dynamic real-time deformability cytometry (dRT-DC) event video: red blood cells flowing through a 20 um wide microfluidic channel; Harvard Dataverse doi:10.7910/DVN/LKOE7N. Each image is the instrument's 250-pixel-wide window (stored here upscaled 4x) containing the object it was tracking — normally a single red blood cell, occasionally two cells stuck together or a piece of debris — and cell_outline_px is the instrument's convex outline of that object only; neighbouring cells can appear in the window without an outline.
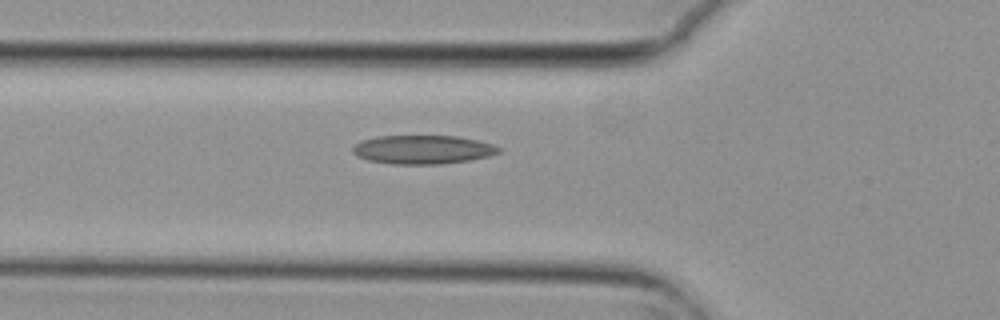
{"species": "common noctule bat (a hibernating species)", "species_latin": "Nyctalus noctula", "temperature_condition": "cold", "stored_images_in_passage": 4, "camera_frame_rate_fps": 3000, "um_per_image_px": 0.085, "animal": {"sex": "female", "body_mass_g": 29.2, "forearm_length_mm": 56.3}, "frame": {"image": 1, "passage_image": 4, "time_ms": 1.0, "image_size_px": [1000, 320], "cell_outline_px": [[500, 152], [488, 156], [468, 160], [440, 164], [392, 164], [368, 160], [356, 156], [352, 152], [352, 148], [360, 140], [376, 136], [456, 136], [476, 140], [492, 144], [500, 148]], "centroid_in_image_um": [35.88, 12.71], "position_along_channel_um": 89.9, "area_um2": 24.39}}